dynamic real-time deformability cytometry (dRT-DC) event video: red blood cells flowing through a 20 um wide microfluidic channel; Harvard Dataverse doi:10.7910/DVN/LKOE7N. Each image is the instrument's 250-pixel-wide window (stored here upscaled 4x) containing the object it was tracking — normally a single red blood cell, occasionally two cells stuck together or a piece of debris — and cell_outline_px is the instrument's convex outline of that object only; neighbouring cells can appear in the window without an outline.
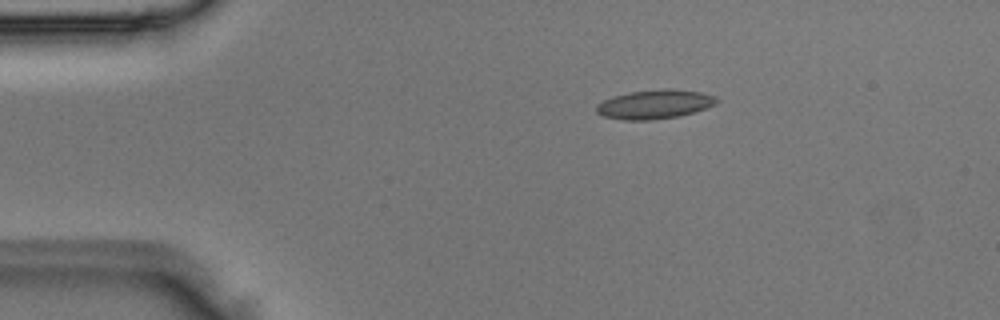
{"species": "Egyptian fruit bat (a non-hibernating species)", "species_latin": "Rousettus aegyptiacus", "temperature_condition": "room temperature", "stored_images_in_passage": 3, "camera_frame_rate_fps": 3000, "um_per_image_px": 0.085, "animal": {"sex": "male"}, "frame": {"image": 1, "passage_image": 3, "time_ms": 0.667, "image_size_px": [1000, 320], "cell_outline_px": [[720, 100], [716, 104], [680, 116], [652, 120], [624, 120], [604, 116], [596, 112], [596, 104], [612, 96], [628, 92], [668, 88], [672, 88], [704, 92], [716, 96]], "centroid_in_image_um": [55.66, 8.85], "position_along_channel_um": 29.3, "area_um2": 20.58}}